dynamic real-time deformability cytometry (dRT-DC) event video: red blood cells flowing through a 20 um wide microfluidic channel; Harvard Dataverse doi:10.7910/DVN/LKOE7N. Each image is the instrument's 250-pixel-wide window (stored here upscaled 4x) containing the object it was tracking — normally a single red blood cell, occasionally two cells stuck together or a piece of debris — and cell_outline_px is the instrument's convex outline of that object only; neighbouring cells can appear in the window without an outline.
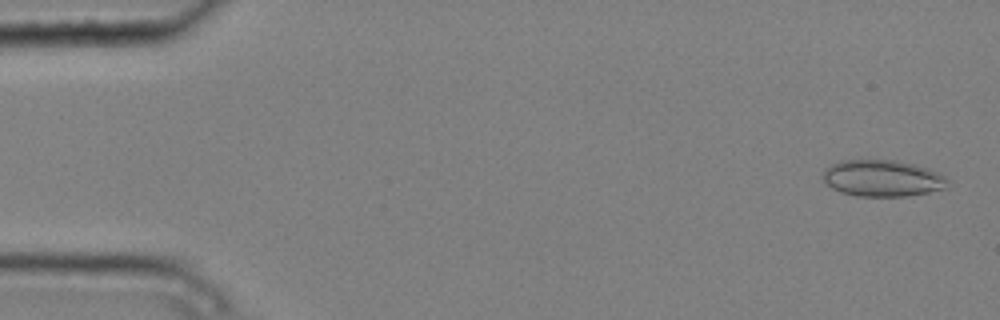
{"species": "common noctule bat (a hibernating species)", "species_latin": "Nyctalus noctula", "temperature_condition": "cold", "stored_images_in_passage": 6, "camera_frame_rate_fps": 3000, "um_per_image_px": 0.085, "animal": {"sex": "male", "body_mass_g": 20.4}, "frame": {"image": 1, "passage_image": 1, "time_ms": 0.0, "image_size_px": [1000, 320], "cell_outline_px": [[952, 184], [944, 188], [928, 192], [908, 196], [856, 196], [840, 192], [832, 188], [824, 180], [824, 172], [832, 164], [840, 160], [896, 160], [928, 168], [940, 172]], "centroid_in_image_um": [75.05, 15.15], "position_along_channel_um": 9.9, "area_um2": 26.53}}
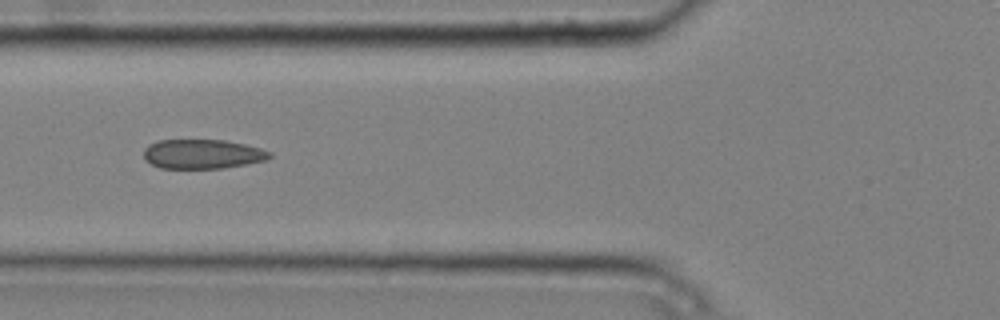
{"frame": {"image": 2, "passage_image": 6, "time_ms": 1.667, "image_size_px": [1000, 320], "cell_outline_px": [[272, 156], [268, 160], [224, 168], [160, 168], [144, 160], [144, 148], [148, 144], [156, 140], [224, 140], [244, 144], [260, 148], [272, 152]], "centroid_in_image_um": [17.21, 13.09], "position_along_channel_um": 108.6, "area_um2": 21.73}}